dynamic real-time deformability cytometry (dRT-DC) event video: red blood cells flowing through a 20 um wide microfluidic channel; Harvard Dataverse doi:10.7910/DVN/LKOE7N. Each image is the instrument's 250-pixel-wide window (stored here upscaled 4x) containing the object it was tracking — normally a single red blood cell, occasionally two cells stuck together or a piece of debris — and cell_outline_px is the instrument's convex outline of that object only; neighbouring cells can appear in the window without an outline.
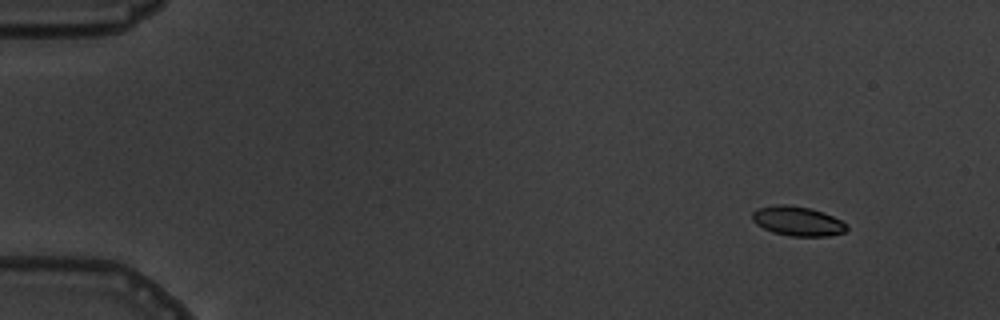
{"species": "common noctule bat (a hibernating species)", "species_latin": "Nyctalus noctula", "temperature_condition": "warm", "stored_images_in_passage": 9, "camera_frame_rate_fps": 3000, "um_per_image_px": 0.085, "animal": {"sex": "male", "body_mass_g": 19.5, "forearm_length_mm": 54.6}, "frame": {"image": 1, "passage_image": 2, "time_ms": 1.333, "image_size_px": [1000, 320], "cell_outline_px": [[848, 228], [844, 232], [828, 236], [788, 236], [772, 232], [756, 224], [752, 220], [752, 212], [760, 208], [776, 204], [788, 204], [808, 208], [832, 216], [848, 224]], "centroid_in_image_um": [67.78, 18.8], "position_along_channel_um": 17.2, "area_um2": 16.13}}